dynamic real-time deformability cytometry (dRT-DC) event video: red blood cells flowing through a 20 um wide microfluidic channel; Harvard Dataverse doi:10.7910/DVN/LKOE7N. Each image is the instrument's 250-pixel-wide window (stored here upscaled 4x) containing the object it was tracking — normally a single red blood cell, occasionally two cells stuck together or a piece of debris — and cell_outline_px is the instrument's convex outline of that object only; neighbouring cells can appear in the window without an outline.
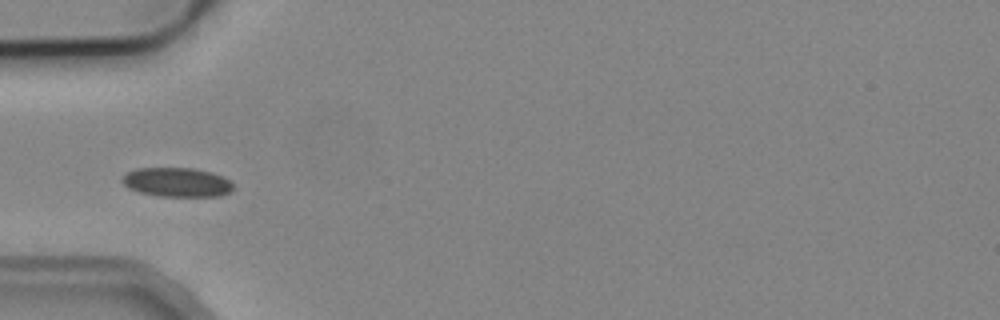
{"species": "common noctule bat (a hibernating species)", "species_latin": "Nyctalus noctula", "temperature_condition": "cold", "stored_images_in_passage": 4, "camera_frame_rate_fps": 3000, "um_per_image_px": 0.085, "animal": {"sex": "male", "body_mass_g": 19.2, "forearm_length_mm": 51.8}, "frame": {"image": 1, "passage_image": 1, "time_ms": 0.0, "image_size_px": [1000, 320], "cell_outline_px": [[232, 188], [228, 192], [220, 196], [156, 196], [140, 192], [128, 188], [120, 180], [128, 172], [136, 168], [192, 168], [212, 172], [228, 180], [232, 184]], "centroid_in_image_um": [15.0, 15.49], "position_along_channel_um": 70.0, "area_um2": 18.73}}